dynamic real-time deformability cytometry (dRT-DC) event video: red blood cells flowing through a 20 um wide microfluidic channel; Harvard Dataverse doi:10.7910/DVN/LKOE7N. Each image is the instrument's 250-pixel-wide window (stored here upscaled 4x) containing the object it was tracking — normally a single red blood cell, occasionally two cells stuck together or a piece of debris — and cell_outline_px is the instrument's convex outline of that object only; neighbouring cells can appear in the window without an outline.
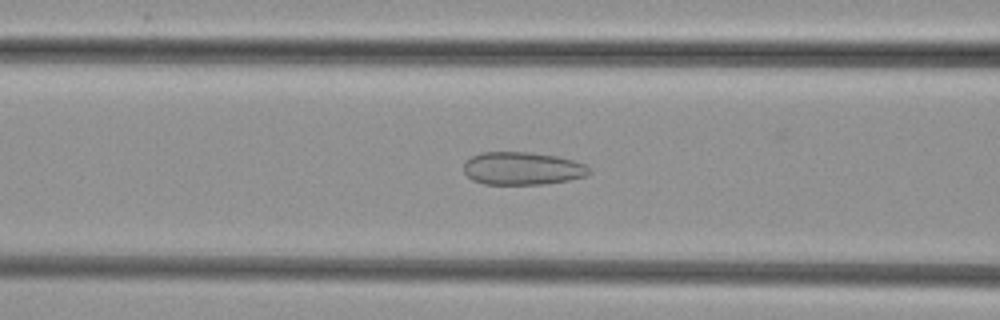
{"species": "common noctule bat (a hibernating species)", "species_latin": "Nyctalus noctula", "temperature_condition": "cold", "stored_images_in_passage": 37, "camera_frame_rate_fps": 3000, "um_per_image_px": 0.085, "animal": {"sex": "female", "body_mass_g": 29.2, "forearm_length_mm": 56.3}, "frame": {"image": 1, "passage_image": 11, "time_ms": 3.333, "image_size_px": [1000, 320], "cell_outline_px": [[592, 172], [588, 176], [568, 180], [540, 184], [484, 184], [472, 180], [464, 172], [464, 160], [480, 152], [528, 152], [556, 156], [572, 160], [584, 164], [592, 168]], "centroid_in_image_um": [44.4, 14.31], "position_along_channel_um": 122.2, "area_um2": 24.16}}
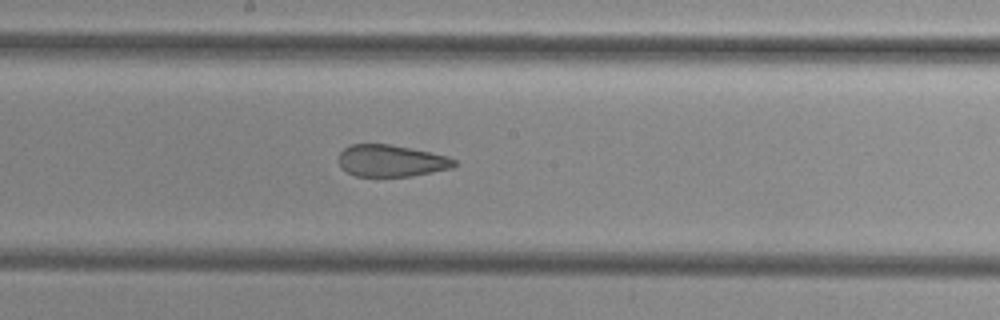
{"frame": {"image": 2, "passage_image": 18, "time_ms": 5.667, "image_size_px": [1000, 320], "cell_outline_px": [[456, 164], [452, 168], [412, 176], [356, 176], [340, 168], [340, 152], [344, 148], [352, 144], [388, 144], [448, 156], [456, 160]], "centroid_in_image_um": [33.25, 13.67], "position_along_channel_um": 215.0, "area_um2": 21.21}}
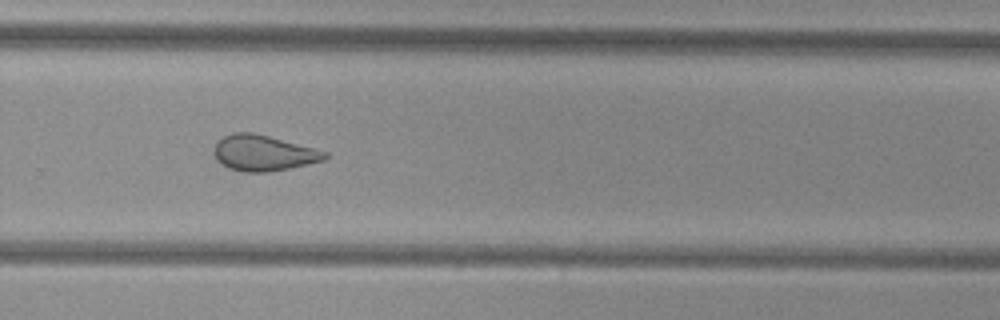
{"frame": {"image": 3, "passage_image": 25, "time_ms": 8.0, "image_size_px": [1000, 320], "cell_outline_px": [[328, 156], [324, 160], [288, 168], [268, 172], [240, 172], [228, 168], [220, 164], [216, 160], [212, 152], [212, 148], [224, 136], [232, 132], [256, 132], [328, 152]], "centroid_in_image_um": [22.33, 13.0], "position_along_channel_um": 307.5, "area_um2": 23.29}}